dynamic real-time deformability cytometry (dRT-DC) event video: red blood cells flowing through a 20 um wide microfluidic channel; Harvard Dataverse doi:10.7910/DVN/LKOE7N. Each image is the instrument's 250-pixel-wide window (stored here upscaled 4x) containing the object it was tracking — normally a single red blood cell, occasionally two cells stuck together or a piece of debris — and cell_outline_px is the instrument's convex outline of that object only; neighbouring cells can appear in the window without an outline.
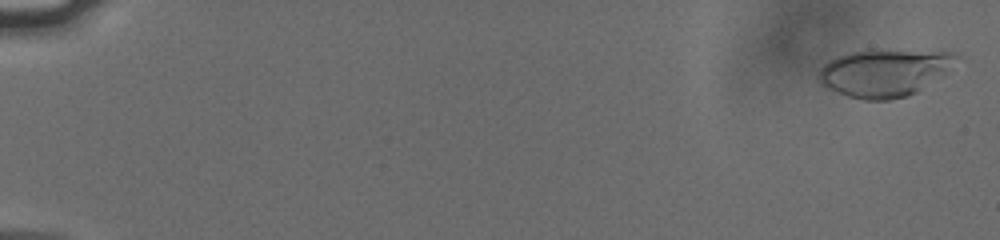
{"species": "human", "species_latin": "Homo sapiens", "temperature_condition": "cold", "stored_images_in_passage": 57, "camera_frame_rate_fps": 3000, "um_per_image_px": 0.085, "donor": {"sex": "male"}, "frame": {"image": 1, "passage_image": 2, "time_ms": 0.333, "image_size_px": [1000, 240], "cell_outline_px": [[960, 56], [944, 76], [916, 92], [908, 96], [888, 100], [864, 100], [848, 96], [820, 84], [816, 76], [820, 68], [828, 60], [836, 56], [848, 52], [868, 48], [872, 48], [960, 52]], "centroid_in_image_um": [75.21, 6.13], "position_along_channel_um": 9.8, "area_um2": 39.19}}
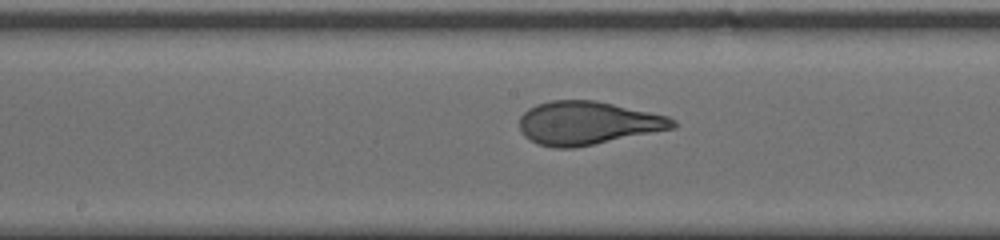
{"frame": {"image": 2, "passage_image": 32, "time_ms": 10.333, "image_size_px": [1000, 240], "cell_outline_px": [[676, 128], [572, 148], [552, 148], [536, 144], [524, 136], [520, 128], [520, 116], [528, 108], [536, 104], [552, 100], [596, 100], [668, 116], [676, 120]], "centroid_in_image_um": [49.93, 10.46], "position_along_channel_um": 198.3, "area_um2": 38.73}}
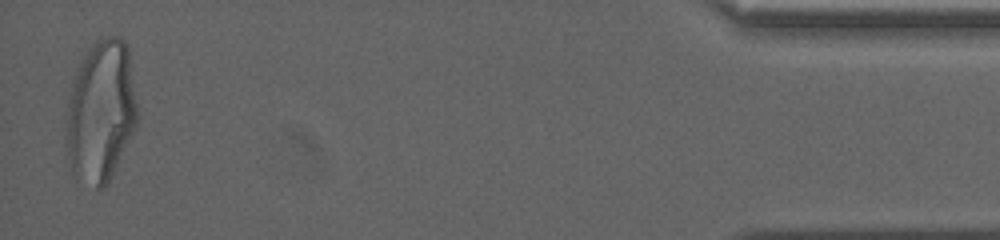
{"frame": {"image": 3, "passage_image": 56, "time_ms": 18.333, "image_size_px": [1000, 240], "cell_outline_px": [[136, 128], [104, 188], [96, 188], [76, 180], [72, 172], [64, 144], [64, 136], [68, 104], [72, 80], [76, 68], [80, 60], [96, 40], [100, 36], [120, 36], [128, 44], [136, 104]], "centroid_in_image_um": [8.53, 9.46], "position_along_channel_um": 426.7, "area_um2": 59.42}, "authors_computed_cell_mechanics": {"area_um2": 38.0902, "velocity_mm_per_s": 3.793, "shape_relaxation_time_tau1_ms": 5.0617, "shape_relaxation_time_tau2_ms": 0.6043, "deformation_change_tau1": 0.2181, "deformation_change_tau2": 0.075}}